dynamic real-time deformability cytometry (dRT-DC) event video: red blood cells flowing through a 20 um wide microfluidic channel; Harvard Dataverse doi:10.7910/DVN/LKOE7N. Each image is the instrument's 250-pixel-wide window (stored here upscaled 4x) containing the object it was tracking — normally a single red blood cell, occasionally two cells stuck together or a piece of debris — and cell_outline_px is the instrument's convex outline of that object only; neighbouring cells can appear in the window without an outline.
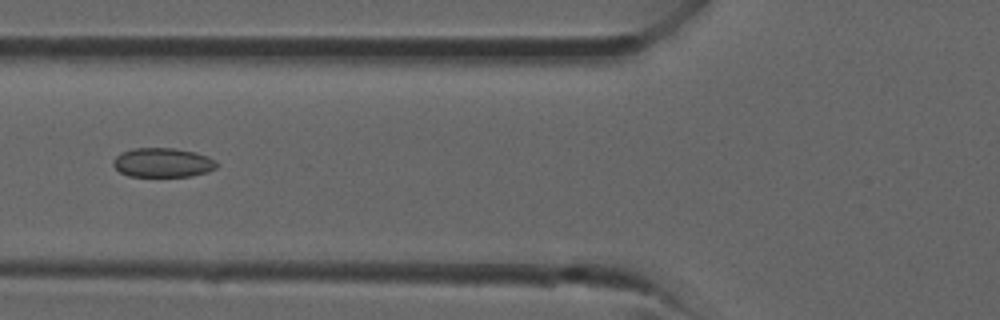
{"species": "common noctule bat (a hibernating species)", "species_latin": "Nyctalus noctula", "temperature_condition": "room temperature", "stored_images_in_passage": 36, "camera_frame_rate_fps": 3000, "um_per_image_px": 0.085, "animal": {"sex": "male", "forearm_length_mm": 52.5}, "frame": {"image": 1, "passage_image": 13, "time_ms": 4.0, "image_size_px": [1000, 320], "cell_outline_px": [[220, 164], [216, 168], [208, 172], [192, 176], [128, 176], [120, 172], [112, 164], [112, 160], [120, 152], [132, 148], [176, 148], [196, 152], [208, 156], [216, 160]], "centroid_in_image_um": [13.85, 13.81], "position_along_channel_um": 111.9, "area_um2": 17.98}}
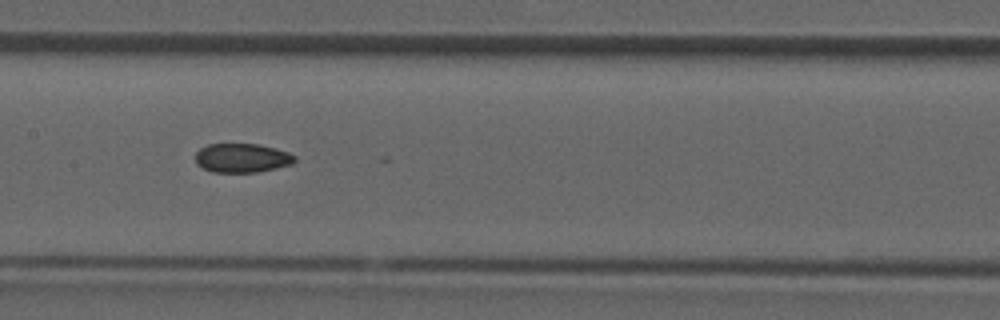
{"frame": {"image": 2, "passage_image": 17, "time_ms": 5.333, "image_size_px": [1000, 320], "cell_outline_px": [[296, 160], [292, 164], [276, 168], [256, 172], [212, 172], [196, 164], [196, 152], [200, 148], [208, 144], [260, 144], [276, 148], [288, 152], [296, 156]], "centroid_in_image_um": [20.58, 13.42], "position_along_channel_um": 186.8, "area_um2": 16.88}}
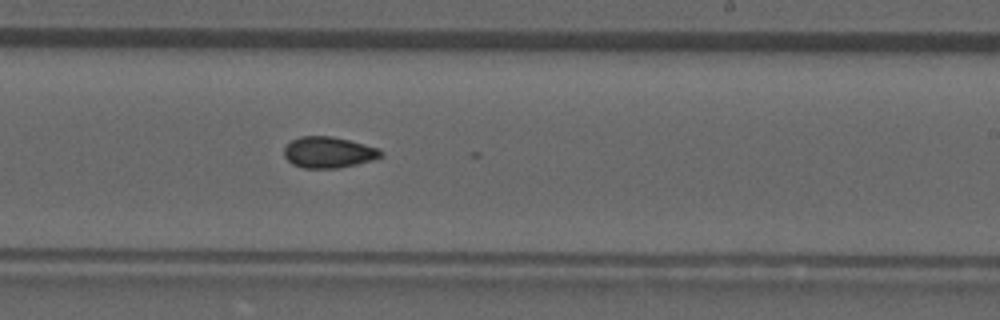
{"frame": {"image": 3, "passage_image": 21, "time_ms": 6.667, "image_size_px": [1000, 320], "cell_outline_px": [[384, 156], [372, 160], [340, 168], [304, 168], [292, 164], [284, 156], [284, 148], [292, 140], [300, 136], [332, 136], [380, 148], [384, 152]], "centroid_in_image_um": [27.95, 12.95], "position_along_channel_um": 261.1, "area_um2": 17.63}}